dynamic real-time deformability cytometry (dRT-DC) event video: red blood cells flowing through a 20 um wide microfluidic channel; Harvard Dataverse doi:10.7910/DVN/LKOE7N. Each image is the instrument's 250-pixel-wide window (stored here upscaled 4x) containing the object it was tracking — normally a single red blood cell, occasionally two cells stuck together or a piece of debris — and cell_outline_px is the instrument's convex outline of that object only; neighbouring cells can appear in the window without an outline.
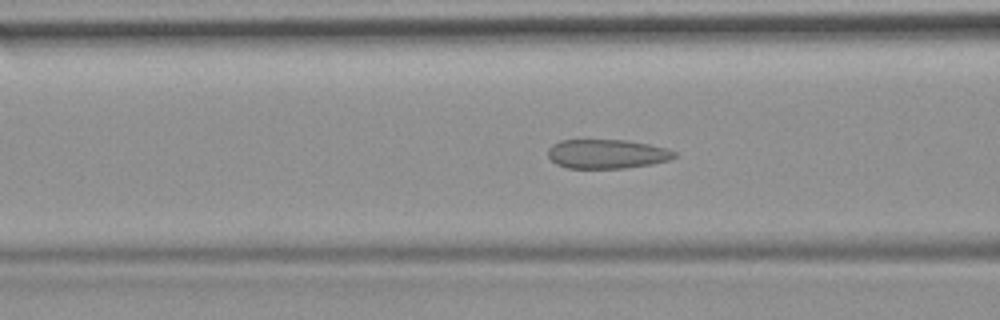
{"species": "common noctule bat (a hibernating species)", "species_latin": "Nyctalus noctula", "temperature_condition": "room temperature", "stored_images_in_passage": 51, "camera_frame_rate_fps": 3000, "um_per_image_px": 0.085, "animal": {"sex": "female", "body_mass_g": 19.9}, "frame": {"image": 1, "passage_image": 18, "time_ms": 5.667, "image_size_px": [1000, 320], "cell_outline_px": [[676, 156], [668, 160], [652, 164], [624, 168], [568, 168], [556, 164], [548, 156], [548, 148], [552, 144], [560, 140], [624, 140], [648, 144], [664, 148], [676, 152]], "centroid_in_image_um": [51.55, 13.08], "position_along_channel_um": 115.0, "area_um2": 21.39}}
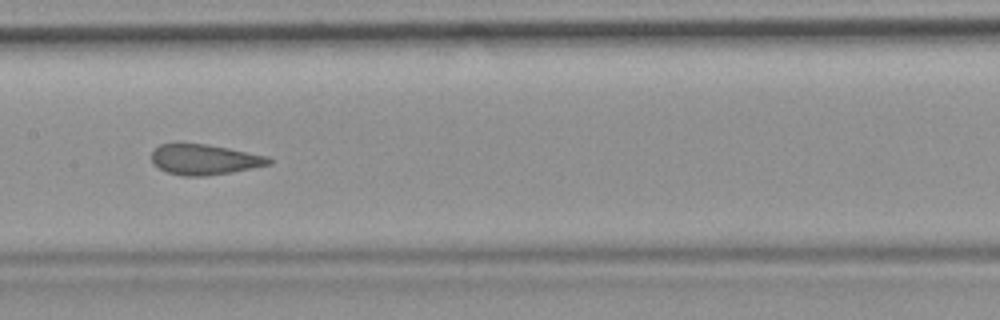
{"frame": {"image": 2, "passage_image": 24, "time_ms": 7.667, "image_size_px": [1000, 320], "cell_outline_px": [[272, 164], [232, 172], [208, 176], [184, 176], [168, 172], [152, 164], [152, 152], [160, 144], [208, 144], [268, 156], [272, 160]], "centroid_in_image_um": [17.4, 13.57], "position_along_channel_um": 190.0, "area_um2": 20.69}}
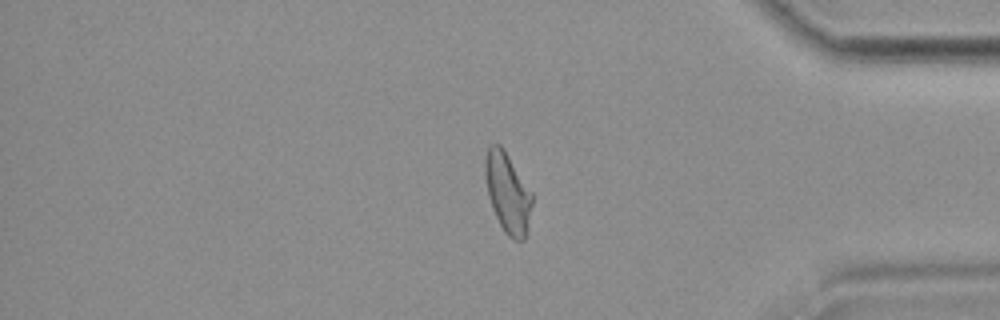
{"frame": {"image": 3, "passage_image": 42, "time_ms": 13.667, "image_size_px": [1000, 320], "cell_outline_px": [[532, 204], [528, 232], [524, 240], [516, 240], [508, 236], [504, 232], [492, 208], [488, 196], [484, 176], [484, 160], [488, 148], [492, 144], [500, 144], [504, 148], [532, 192]], "centroid_in_image_um": [43.15, 16.38], "position_along_channel_um": 392.1, "area_um2": 22.2}, "authors_computed_cell_mechanics": {"area_um2": 22.253, "velocity_mm_per_s": 3.7656, "shape_relaxation_time_tau1_ms": null, "shape_relaxation_time_tau2_ms": 1.2539, "deformation_change_tau1": null, "deformation_change_tau2": 0.081}}